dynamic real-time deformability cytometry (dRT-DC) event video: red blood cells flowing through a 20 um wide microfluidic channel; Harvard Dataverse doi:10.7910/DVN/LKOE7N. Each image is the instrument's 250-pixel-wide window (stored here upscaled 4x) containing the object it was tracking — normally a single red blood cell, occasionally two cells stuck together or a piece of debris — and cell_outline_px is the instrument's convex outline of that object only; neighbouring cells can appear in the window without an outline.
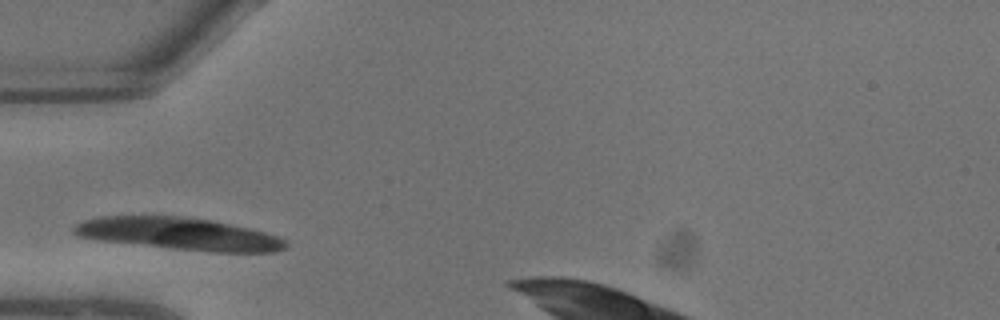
{"species": "common noctule bat (a hibernating species)", "species_latin": "Nyctalus noctula", "temperature_condition": "warm", "stored_images_in_passage": 3, "camera_frame_rate_fps": 3000, "um_per_image_px": 0.085, "animal": {"sex": "male", "body_mass_g": 13.3}, "frame": {"image": 1, "passage_image": 1, "time_ms": 0.0, "image_size_px": [1000, 320], "cell_outline_px": [[288, 248], [276, 252], [212, 252], [172, 248], [96, 240], [76, 236], [72, 232], [72, 228], [76, 224], [84, 220], [100, 216], [180, 216], [212, 220], [248, 228], [264, 232], [276, 236], [284, 240], [288, 244]], "centroid_in_image_um": [15.19, 19.88], "position_along_channel_um": 69.8, "area_um2": 39.88}}